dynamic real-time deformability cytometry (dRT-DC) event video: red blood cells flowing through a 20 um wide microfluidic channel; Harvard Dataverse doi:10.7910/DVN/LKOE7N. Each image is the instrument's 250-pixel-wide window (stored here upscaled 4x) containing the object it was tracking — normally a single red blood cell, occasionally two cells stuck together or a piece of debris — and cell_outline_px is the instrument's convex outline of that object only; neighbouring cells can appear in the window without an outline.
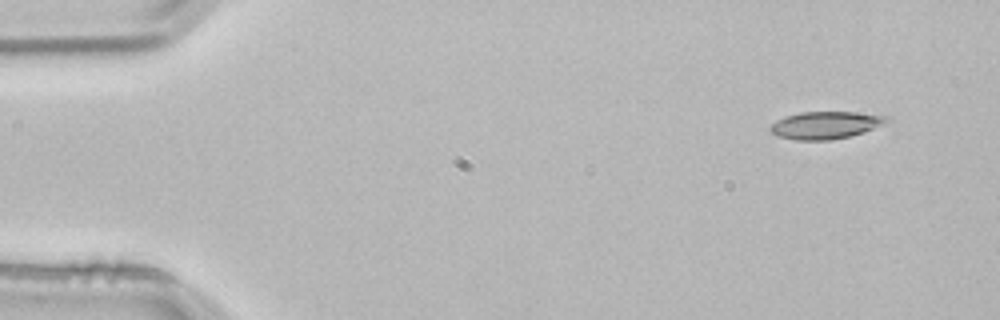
{"species": "common noctule bat (a hibernating species)", "species_latin": "Nyctalus noctula", "temperature_condition": "room temperature", "stored_images_in_passage": 3, "segment_of_instrument_passage": [1, 2], "camera_frame_rate_fps": 3000, "um_per_image_px": 0.085, "animal": {"sex": "male", "body_mass_g": 21.5, "forearm_length_mm": 52.0}, "frame": {"image": 1, "passage_image": 1, "time_ms": 0.0, "image_size_px": [1000, 320], "cell_outline_px": [[892, 120], [864, 132], [848, 136], [828, 140], [796, 140], [776, 136], [768, 128], [776, 120], [784, 116], [800, 112], [856, 112], [888, 116]], "centroid_in_image_um": [70.15, 10.63], "position_along_channel_um": 14.9, "area_um2": 18.61}}